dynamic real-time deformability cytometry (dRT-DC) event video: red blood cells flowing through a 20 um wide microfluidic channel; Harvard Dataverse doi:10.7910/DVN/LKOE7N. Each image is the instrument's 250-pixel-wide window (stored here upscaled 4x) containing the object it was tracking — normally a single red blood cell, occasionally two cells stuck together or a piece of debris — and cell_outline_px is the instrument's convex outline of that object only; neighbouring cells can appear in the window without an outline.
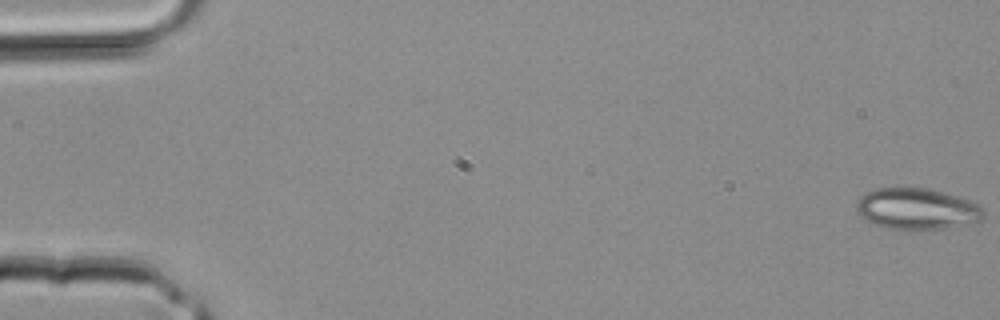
{"species": "common noctule bat (a hibernating species)", "species_latin": "Nyctalus noctula", "temperature_condition": "room temperature", "stored_images_in_passage": 3, "segment_of_instrument_passage": [2, 2], "camera_frame_rate_fps": 3000, "um_per_image_px": 0.085, "animal": {"sex": "male", "body_mass_g": 20.4}, "frame": {"image": 1, "passage_image": 3, "time_ms": 0.667, "image_size_px": [1000, 320], "cell_outline_px": [[984, 216], [980, 220], [944, 228], [908, 232], [884, 228], [872, 224], [864, 220], [856, 212], [856, 204], [860, 196], [876, 188], [924, 188], [956, 196], [980, 204], [984, 208]], "centroid_in_image_um": [77.87, 17.79], "position_along_channel_um": 7.1, "area_um2": 30.98}}